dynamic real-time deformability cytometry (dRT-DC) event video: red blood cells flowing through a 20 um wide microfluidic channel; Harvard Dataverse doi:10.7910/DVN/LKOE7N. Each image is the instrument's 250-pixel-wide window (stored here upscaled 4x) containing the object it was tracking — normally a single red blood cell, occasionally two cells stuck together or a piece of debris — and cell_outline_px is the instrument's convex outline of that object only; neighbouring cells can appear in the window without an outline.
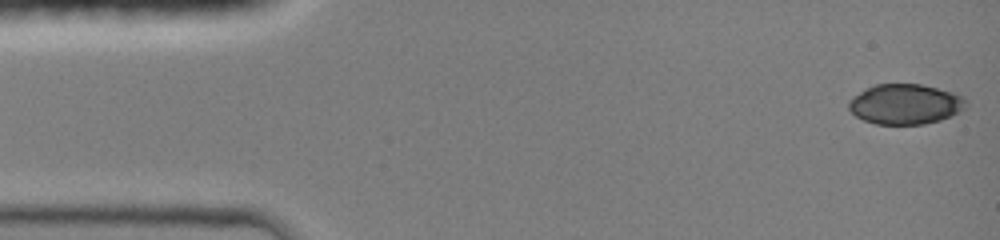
{"species": "common noctule bat (a hibernating species)", "species_latin": "Nyctalus noctula", "temperature_condition": "room temperature", "stored_images_in_passage": 45, "camera_frame_rate_fps": 3000, "um_per_image_px": 0.085, "animal": {"sex": "female", "body_mass_g": 19.0, "forearm_length_mm": 51.5}, "frame": {"image": 1, "passage_image": 1, "time_ms": 0.0, "image_size_px": [1000, 240], "cell_outline_px": [[968, 104], [964, 108], [940, 120], [924, 124], [876, 124], [864, 120], [856, 116], [848, 108], [848, 100], [852, 96], [876, 84], [920, 84], [956, 92], [964, 96]], "centroid_in_image_um": [76.95, 8.84], "position_along_channel_um": 8.1, "area_um2": 27.46}}
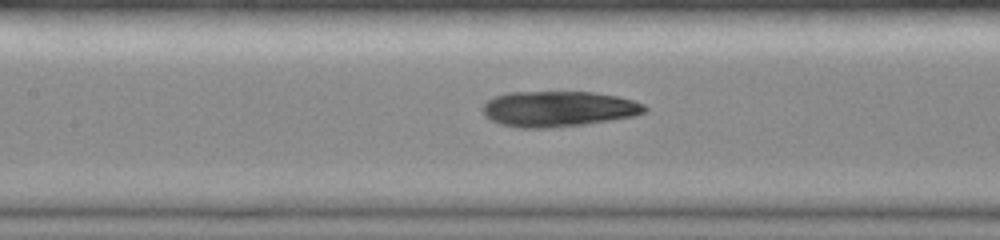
{"frame": {"image": 2, "passage_image": 20, "time_ms": 6.333, "image_size_px": [1000, 240], "cell_outline_px": [[648, 108], [644, 112], [636, 116], [552, 128], [516, 128], [500, 124], [492, 120], [480, 108], [488, 100], [496, 96], [508, 92], [592, 92], [616, 96], [632, 100], [644, 104]], "centroid_in_image_um": [47.44, 9.25], "position_along_channel_um": 160.0, "area_um2": 33.41}}
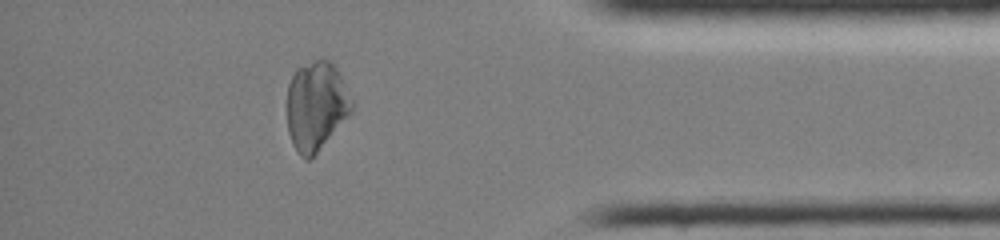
{"frame": {"image": 3, "passage_image": 39, "time_ms": 12.667, "image_size_px": [1000, 240], "cell_outline_px": [[356, 104], [352, 112], [316, 152], [308, 160], [304, 160], [300, 156], [288, 132], [288, 84], [296, 68], [316, 60], [328, 60], [336, 68]], "centroid_in_image_um": [26.9, 8.98], "position_along_channel_um": 408.3, "area_um2": 33.18}}